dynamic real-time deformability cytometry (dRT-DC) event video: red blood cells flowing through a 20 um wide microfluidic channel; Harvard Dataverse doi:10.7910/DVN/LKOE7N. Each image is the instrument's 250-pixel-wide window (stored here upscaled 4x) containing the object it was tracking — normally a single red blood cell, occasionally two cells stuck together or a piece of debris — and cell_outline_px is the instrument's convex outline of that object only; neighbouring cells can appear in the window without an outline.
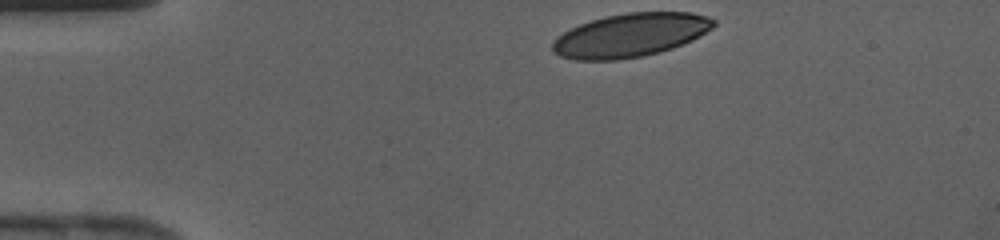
{"species": "human", "species_latin": "Homo sapiens", "temperature_condition": "cold", "stored_images_in_passage": 28, "camera_frame_rate_fps": 3000, "um_per_image_px": 0.085, "donor": {"sex": "female"}, "frame": {"image": 1, "passage_image": 1, "time_ms": 0.0, "image_size_px": [1000, 240], "cell_outline_px": [[716, 24], [712, 28], [700, 36], [692, 40], [672, 48], [660, 52], [644, 56], [616, 60], [576, 60], [560, 56], [552, 52], [552, 40], [556, 36], [580, 24], [604, 16], [628, 12], [692, 12], [716, 20]], "centroid_in_image_um": [53.57, 2.99], "position_along_channel_um": 31.4, "area_um2": 41.04}}
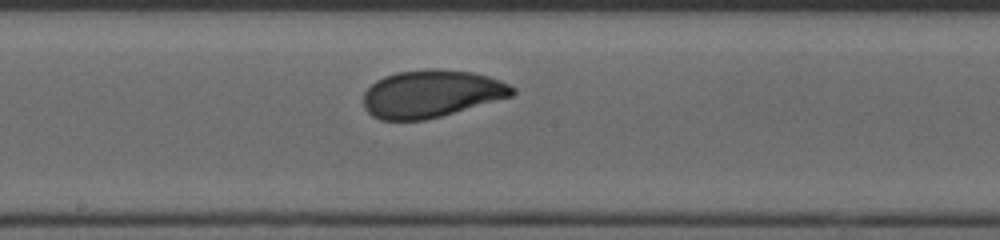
{"frame": {"image": 2, "passage_image": 16, "time_ms": 5.0, "image_size_px": [1000, 240], "cell_outline_px": [[516, 92], [512, 96], [440, 116], [424, 120], [380, 120], [372, 116], [364, 108], [364, 92], [376, 80], [384, 76], [396, 72], [432, 68], [436, 68], [472, 72], [488, 76], [500, 80], [516, 88]], "centroid_in_image_um": [36.65, 7.96], "position_along_channel_um": 211.5, "area_um2": 41.15}}
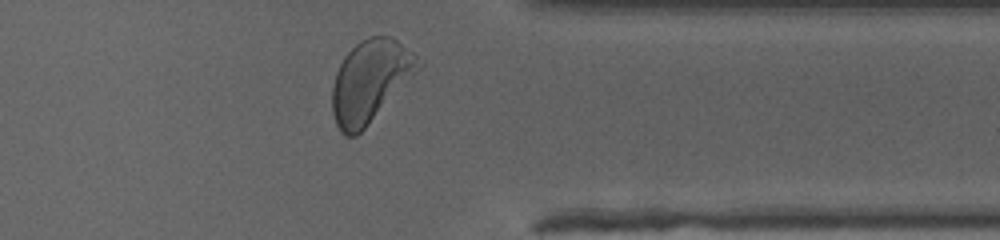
{"frame": {"image": 3, "passage_image": 27, "time_ms": 8.667, "image_size_px": [1000, 240], "cell_outline_px": [[424, 64], [364, 128], [356, 136], [344, 136], [340, 132], [336, 124], [332, 112], [332, 88], [336, 72], [344, 56], [360, 40], [368, 36], [392, 36], [424, 60]], "centroid_in_image_um": [31.47, 6.86], "position_along_channel_um": 379.9, "area_um2": 40.92}}